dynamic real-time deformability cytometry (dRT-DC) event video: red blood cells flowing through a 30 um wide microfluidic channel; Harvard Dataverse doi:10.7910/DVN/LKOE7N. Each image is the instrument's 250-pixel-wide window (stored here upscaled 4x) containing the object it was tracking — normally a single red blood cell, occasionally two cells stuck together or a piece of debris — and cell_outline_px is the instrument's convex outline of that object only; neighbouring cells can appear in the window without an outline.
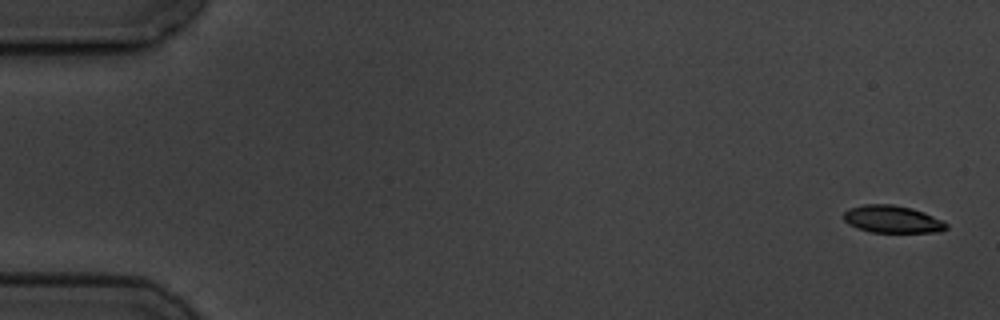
{"species": "common noctule bat (a hibernating species)", "species_latin": "Nyctalus noctula", "temperature_condition": "cold", "stored_images_in_passage": 3, "camera_frame_rate_fps": 3000, "um_per_image_px": 0.085, "animal": {"sex": "male", "body_mass_g": 19.5, "forearm_length_mm": 54.6}, "frame": {"image": 1, "passage_image": 1, "time_ms": 0.0, "image_size_px": [1000, 320], "cell_outline_px": [[948, 228], [940, 232], [872, 232], [856, 228], [848, 224], [844, 220], [844, 212], [848, 208], [864, 204], [892, 204], [912, 208], [924, 212], [944, 220], [948, 224]], "centroid_in_image_um": [75.87, 18.63], "position_along_channel_um": 9.1, "area_um2": 16.59}}
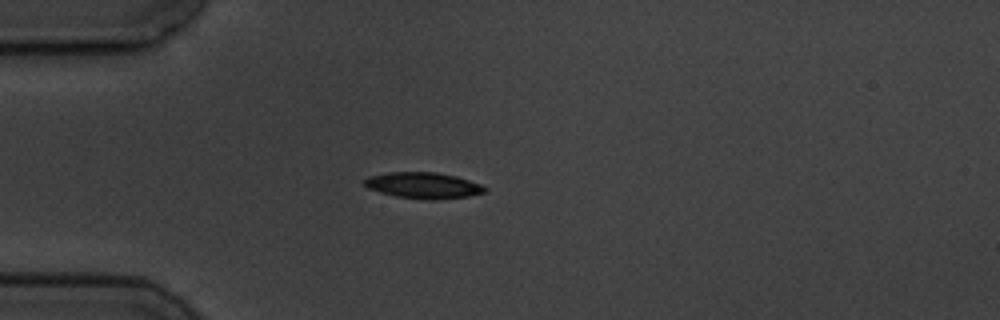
{"frame": {"image": 2, "passage_image": 3, "time_ms": 4.667, "image_size_px": [1000, 320], "cell_outline_px": [[488, 188], [484, 192], [468, 196], [432, 200], [396, 196], [380, 192], [368, 188], [360, 184], [360, 180], [368, 176], [388, 172], [436, 172], [456, 176], [480, 184]], "centroid_in_image_um": [35.9, 15.74], "position_along_channel_um": 49.1, "area_um2": 18.38}}